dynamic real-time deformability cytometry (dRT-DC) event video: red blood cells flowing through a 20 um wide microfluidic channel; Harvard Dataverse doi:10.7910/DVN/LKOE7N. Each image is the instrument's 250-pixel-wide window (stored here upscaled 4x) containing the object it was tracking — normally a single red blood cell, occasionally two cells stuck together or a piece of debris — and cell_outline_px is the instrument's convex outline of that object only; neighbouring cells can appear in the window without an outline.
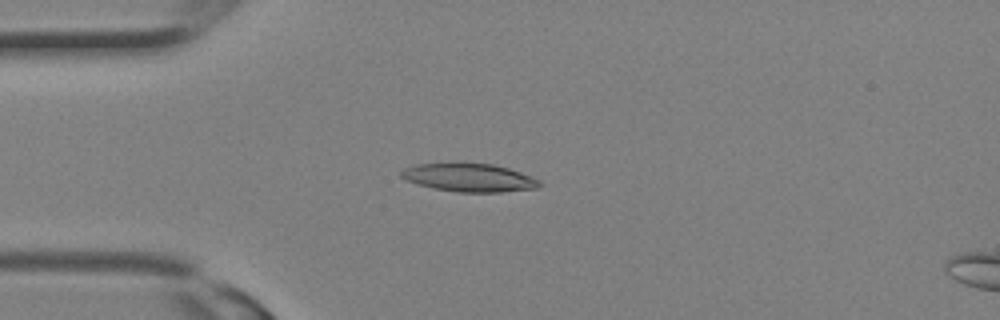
{"species": "Egyptian fruit bat (a non-hibernating species)", "species_latin": "Rousettus aegyptiacus", "temperature_condition": "room temperature", "stored_images_in_passage": 20, "camera_frame_rate_fps": 3000, "um_per_image_px": 0.085, "animal": {"sex": "female"}, "frame": {"image": 1, "passage_image": 8, "time_ms": 2.333, "image_size_px": [1000, 320], "cell_outline_px": [[544, 184], [536, 188], [500, 192], [460, 192], [432, 188], [416, 184], [400, 176], [400, 172], [404, 168], [416, 164], [492, 164], [508, 168], [532, 176], [540, 180]], "centroid_in_image_um": [39.91, 15.11], "position_along_channel_um": 45.1, "area_um2": 22.48}}
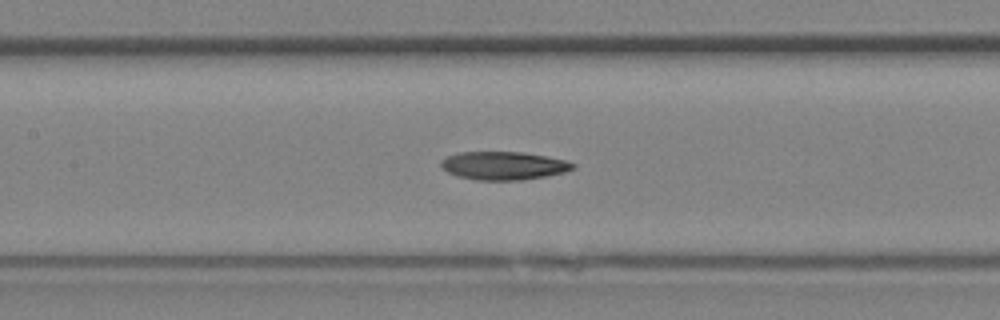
{"frame": {"image": 2, "passage_image": 14, "time_ms": 4.333, "image_size_px": [1000, 320], "cell_outline_px": [[576, 168], [564, 172], [524, 180], [476, 180], [456, 176], [448, 172], [440, 164], [440, 160], [448, 156], [460, 152], [524, 152], [564, 160], [576, 164]], "centroid_in_image_um": [42.8, 14.08], "position_along_channel_um": 164.6, "area_um2": 21.62}}
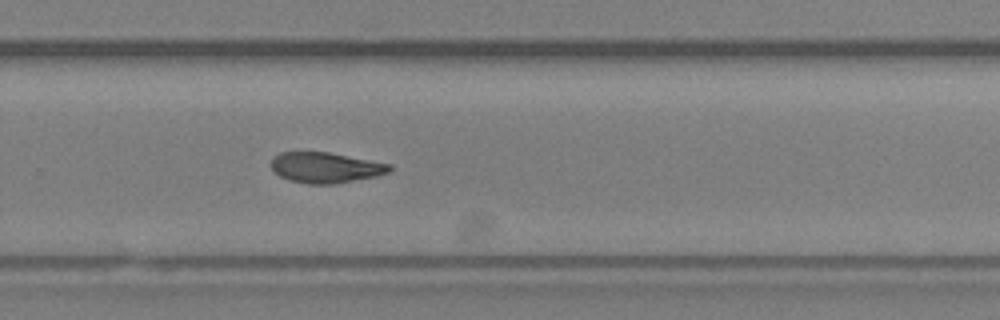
{"frame": {"image": 3, "passage_image": 20, "time_ms": 6.333, "image_size_px": [1000, 320], "cell_outline_px": [[392, 172], [376, 176], [336, 184], [308, 184], [288, 180], [280, 176], [272, 168], [272, 156], [280, 152], [328, 152], [392, 164]], "centroid_in_image_um": [27.7, 14.25], "position_along_channel_um": 302.1, "area_um2": 21.21}}